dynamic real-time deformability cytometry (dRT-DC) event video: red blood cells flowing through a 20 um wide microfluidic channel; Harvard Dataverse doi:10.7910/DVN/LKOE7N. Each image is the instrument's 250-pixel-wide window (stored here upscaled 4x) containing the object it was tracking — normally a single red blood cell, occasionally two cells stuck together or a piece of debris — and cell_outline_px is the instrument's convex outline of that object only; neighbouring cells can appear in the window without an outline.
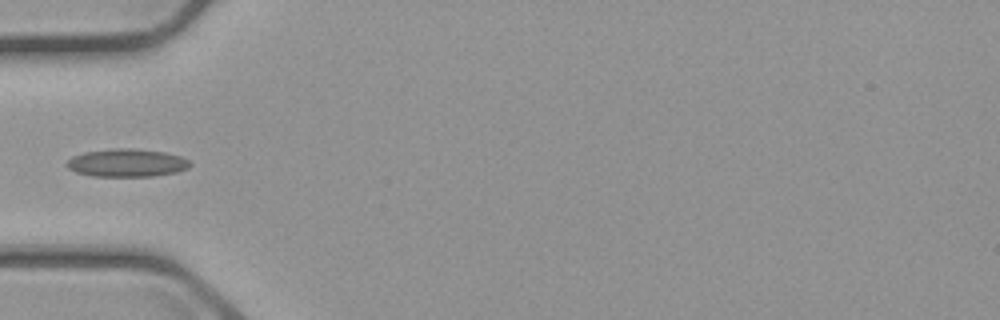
{"species": "common noctule bat (a hibernating species)", "species_latin": "Nyctalus noctula", "temperature_condition": "cold", "stored_images_in_passage": 3, "camera_frame_rate_fps": 3000, "um_per_image_px": 0.085, "animal": {"sex": "male", "body_mass_g": 23.1, "forearm_length_mm": 52.7}, "frame": {"image": 1, "passage_image": 3, "time_ms": 2.333, "image_size_px": [1000, 320], "cell_outline_px": [[192, 164], [188, 168], [176, 172], [152, 176], [92, 176], [76, 172], [68, 168], [68, 160], [72, 156], [84, 152], [112, 148], [132, 148], [164, 152], [180, 156], [188, 160]], "centroid_in_image_um": [10.78, 13.84], "position_along_channel_um": 74.2, "area_um2": 20.0}}